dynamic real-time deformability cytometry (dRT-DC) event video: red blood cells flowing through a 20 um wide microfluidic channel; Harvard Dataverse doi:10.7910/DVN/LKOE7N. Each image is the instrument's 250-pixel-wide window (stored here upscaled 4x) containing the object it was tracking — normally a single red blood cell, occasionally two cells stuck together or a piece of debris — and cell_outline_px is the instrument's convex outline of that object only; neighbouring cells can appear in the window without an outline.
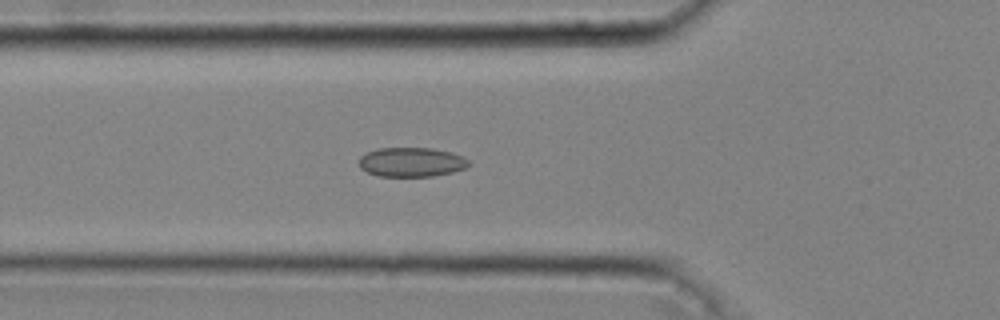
{"species": "common noctule bat (a hibernating species)", "species_latin": "Nyctalus noctula", "temperature_condition": "cold", "stored_images_in_passage": 46, "camera_frame_rate_fps": 3000, "um_per_image_px": 0.085, "animal": {"sex": "male", "body_mass_g": 20.4}, "frame": {"image": 1, "passage_image": 16, "time_ms": 5.0, "image_size_px": [1000, 320], "cell_outline_px": [[472, 164], [464, 168], [452, 172], [432, 176], [376, 176], [360, 168], [360, 156], [368, 152], [380, 148], [432, 148], [452, 152], [464, 156]], "centroid_in_image_um": [35.0, 13.77], "position_along_channel_um": 90.8, "area_um2": 18.79}}
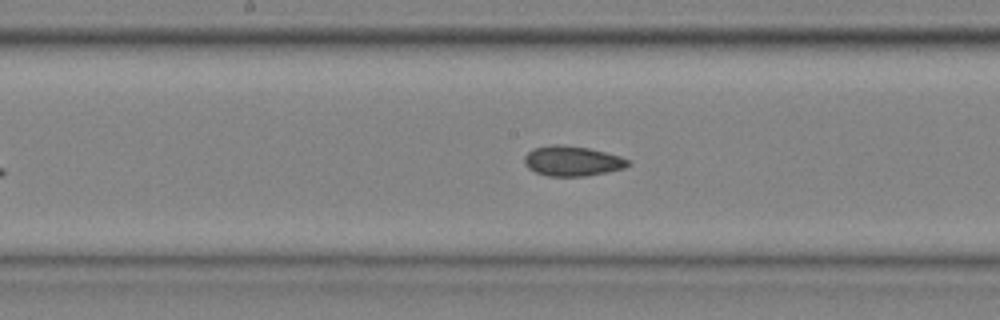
{"frame": {"image": 2, "passage_image": 24, "time_ms": 7.667, "image_size_px": [1000, 320], "cell_outline_px": [[632, 164], [624, 168], [608, 172], [588, 176], [548, 176], [536, 172], [528, 168], [524, 164], [524, 156], [532, 148], [552, 144], [564, 144], [588, 148], [620, 156], [632, 160]], "centroid_in_image_um": [48.66, 13.68], "position_along_channel_um": 199.5, "area_um2": 18.44}}
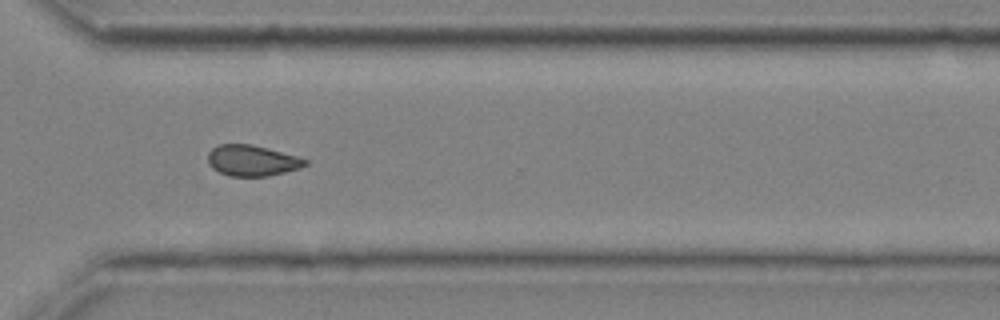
{"frame": {"image": 3, "passage_image": 35, "time_ms": 11.333, "image_size_px": [1000, 320], "cell_outline_px": [[308, 164], [300, 168], [268, 176], [228, 176], [212, 168], [208, 164], [208, 152], [212, 148], [220, 144], [252, 144], [268, 148], [296, 156], [308, 160]], "centroid_in_image_um": [21.41, 13.64], "position_along_channel_um": 349.2, "area_um2": 17.51}, "authors_computed_cell_mechanics": {"area_um2": 18.0336, "velocity_mm_per_s": 4.0654, "shape_relaxation_time_tau1_ms": null, "shape_relaxation_time_tau2_ms": 4.0036, "deformation_change_tau1": null, "deformation_change_tau2": 0.0849}}